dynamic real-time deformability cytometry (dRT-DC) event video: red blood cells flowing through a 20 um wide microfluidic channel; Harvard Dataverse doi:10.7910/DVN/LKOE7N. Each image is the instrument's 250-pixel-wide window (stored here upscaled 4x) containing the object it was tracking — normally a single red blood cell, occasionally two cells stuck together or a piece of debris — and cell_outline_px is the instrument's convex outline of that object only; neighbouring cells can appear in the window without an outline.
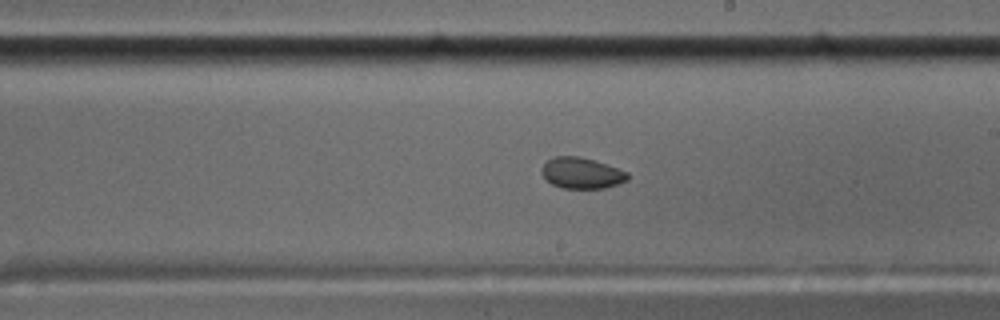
{"species": "common noctule bat (a hibernating species)", "species_latin": "Nyctalus noctula", "temperature_condition": "cold", "stored_images_in_passage": 57, "camera_frame_rate_fps": 3000, "um_per_image_px": 0.085, "animal": {"sex": "male", "body_mass_g": 17.5, "forearm_length_mm": 52.3}, "frame": {"image": 1, "passage_image": 33, "time_ms": 10.667, "image_size_px": [1000, 320], "cell_outline_px": [[628, 180], [604, 188], [564, 188], [552, 184], [540, 172], [540, 168], [552, 156], [580, 156], [628, 172]], "centroid_in_image_um": [49.4, 14.7], "position_along_channel_um": 239.6, "area_um2": 15.32}}
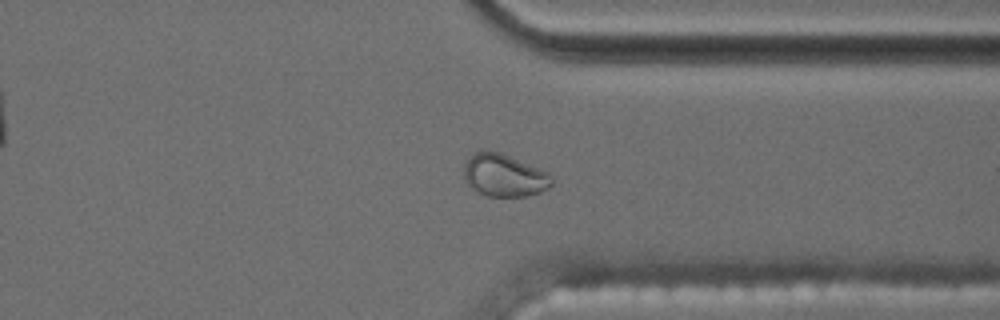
{"frame": {"image": 2, "passage_image": 44, "time_ms": 14.333, "image_size_px": [1000, 320], "cell_outline_px": [[552, 184], [548, 188], [540, 192], [528, 196], [488, 196], [472, 188], [464, 180], [464, 164], [480, 148], [500, 152], [548, 172], [552, 176]], "centroid_in_image_um": [42.85, 14.89], "position_along_channel_um": 368.6, "area_um2": 21.73}}
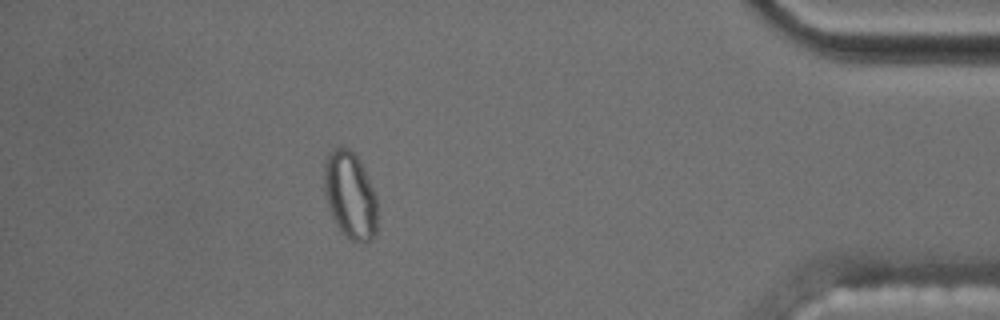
{"frame": {"image": 3, "passage_image": 51, "time_ms": 16.667, "image_size_px": [1000, 320], "cell_outline_px": [[376, 232], [372, 240], [368, 244], [364, 244], [352, 240], [340, 232], [328, 208], [324, 192], [324, 160], [328, 152], [332, 148], [348, 148], [356, 156], [364, 168], [376, 196]], "centroid_in_image_um": [29.74, 16.62], "position_along_channel_um": 405.5, "area_um2": 27.28}}